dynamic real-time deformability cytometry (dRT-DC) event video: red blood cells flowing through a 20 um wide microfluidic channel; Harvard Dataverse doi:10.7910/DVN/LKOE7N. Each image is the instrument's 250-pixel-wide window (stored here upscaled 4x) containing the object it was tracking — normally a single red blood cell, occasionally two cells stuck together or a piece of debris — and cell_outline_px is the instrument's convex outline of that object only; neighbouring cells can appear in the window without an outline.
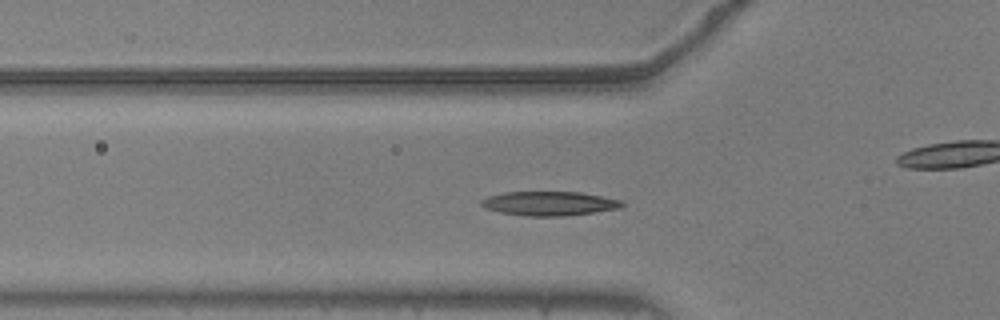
{"species": "common noctule bat (a hibernating species)", "species_latin": "Nyctalus noctula", "temperature_condition": "warm", "stored_images_in_passage": 56, "camera_frame_rate_fps": 3000, "um_per_image_px": 0.085, "animal": {"sex": "male", "body_mass_g": 20.5, "forearm_length_mm": 52.5}, "frame": {"image": 1, "passage_image": 19, "time_ms": 6.0, "image_size_px": [1000, 320], "cell_outline_px": [[624, 204], [620, 208], [564, 216], [524, 216], [500, 212], [488, 208], [480, 204], [480, 200], [488, 196], [504, 192], [580, 192], [624, 200]], "centroid_in_image_um": [46.7, 17.29], "position_along_channel_um": 79.1, "area_um2": 19.77}}
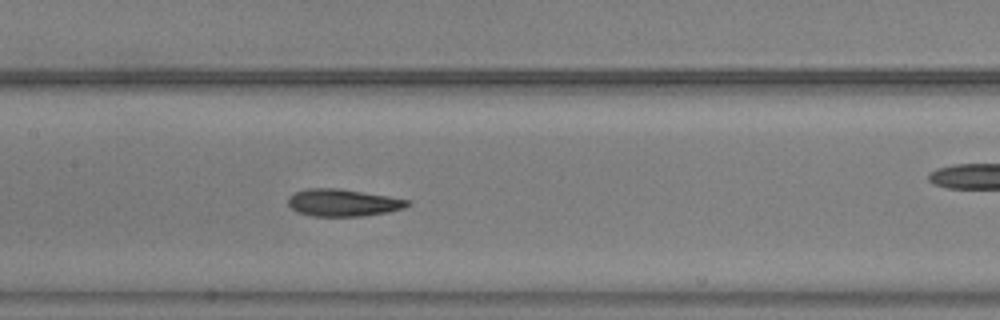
{"frame": {"image": 2, "passage_image": 27, "time_ms": 8.667, "image_size_px": [1000, 320], "cell_outline_px": [[412, 204], [404, 208], [388, 212], [364, 216], [312, 216], [296, 212], [288, 204], [288, 196], [296, 192], [308, 188], [336, 188], [388, 196], [412, 200]], "centroid_in_image_um": [29.18, 17.23], "position_along_channel_um": 178.2, "area_um2": 19.02}}
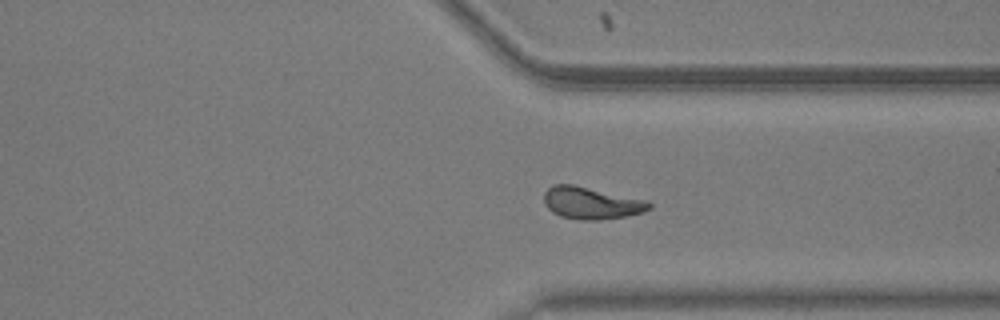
{"frame": {"image": 3, "passage_image": 42, "time_ms": 13.667, "image_size_px": [1000, 320], "cell_outline_px": [[652, 208], [644, 212], [624, 216], [600, 220], [580, 220], [560, 216], [552, 212], [544, 204], [544, 192], [552, 184], [572, 184], [648, 200], [652, 204]], "centroid_in_image_um": [50.26, 17.25], "position_along_channel_um": 361.1, "area_um2": 19.83}, "authors_computed_cell_mechanics": {"area_um2": 19.0451, "velocity_mm_per_s": 3.6654, "shape_relaxation_time_tau1_ms": 6.0127, "shape_relaxation_time_tau2_ms": 2.39, "deformation_change_tau1": 0.1839, "deformation_change_tau2": 0.0865}}